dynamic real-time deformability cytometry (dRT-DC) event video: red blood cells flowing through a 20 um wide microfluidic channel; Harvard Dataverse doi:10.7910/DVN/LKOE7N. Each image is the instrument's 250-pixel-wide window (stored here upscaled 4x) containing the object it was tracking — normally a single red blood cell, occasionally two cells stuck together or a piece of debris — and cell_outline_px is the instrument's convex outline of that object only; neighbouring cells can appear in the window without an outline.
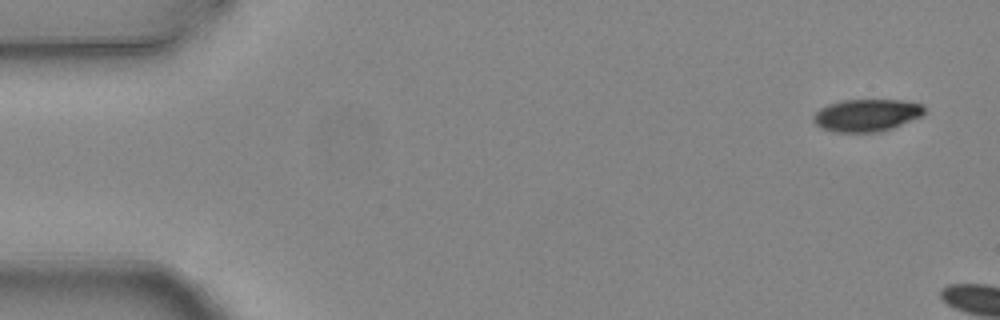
{"species": "common noctule bat (a hibernating species)", "species_latin": "Nyctalus noctula", "temperature_condition": "warm", "stored_images_in_passage": 2, "camera_frame_rate_fps": 3000, "um_per_image_px": 0.085, "animal": {"sex": "female", "body_mass_g": 24.6, "forearm_length_mm": 56.2}, "frame": {"image": 1, "passage_image": 1, "time_ms": 0.0, "image_size_px": [1000, 320], "cell_outline_px": [[924, 112], [920, 116], [892, 128], [880, 132], [836, 132], [820, 128], [812, 120], [812, 116], [820, 108], [828, 104], [840, 100], [900, 100], [924, 104]], "centroid_in_image_um": [73.62, 9.79], "position_along_channel_um": 11.4, "area_um2": 20.92}}